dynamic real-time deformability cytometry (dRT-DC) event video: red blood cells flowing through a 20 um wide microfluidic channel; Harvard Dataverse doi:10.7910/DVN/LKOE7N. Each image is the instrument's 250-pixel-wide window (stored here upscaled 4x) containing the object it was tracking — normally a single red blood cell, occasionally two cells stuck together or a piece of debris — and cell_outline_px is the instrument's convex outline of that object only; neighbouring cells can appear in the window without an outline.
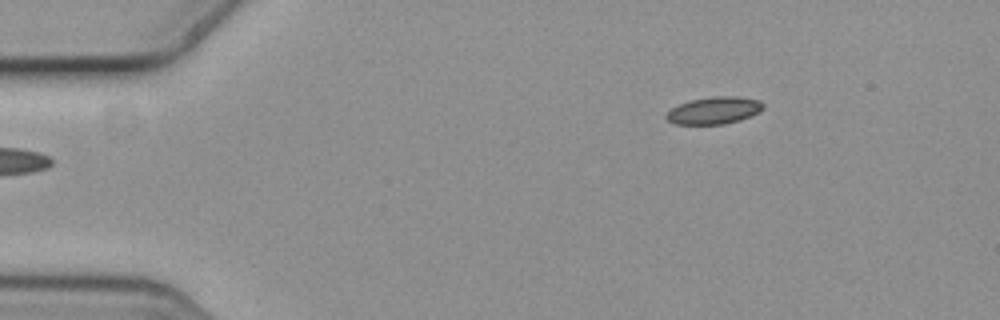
{"species": "common noctule bat (a hibernating species)", "species_latin": "Nyctalus noctula", "temperature_condition": "cold", "stored_images_in_passage": 4, "camera_frame_rate_fps": 3000, "um_per_image_px": 0.085, "animal": {"sex": "female", "body_mass_g": 19.3, "forearm_length_mm": 54.1}, "frame": {"image": 1, "passage_image": 1, "time_ms": 0.0, "image_size_px": [1000, 320], "cell_outline_px": [[764, 108], [760, 112], [752, 116], [740, 120], [724, 124], [676, 124], [668, 120], [664, 116], [672, 108], [688, 100], [712, 96], [736, 96], [760, 100], [764, 104]], "centroid_in_image_um": [60.73, 9.38], "position_along_channel_um": 24.3, "area_um2": 15.49}}
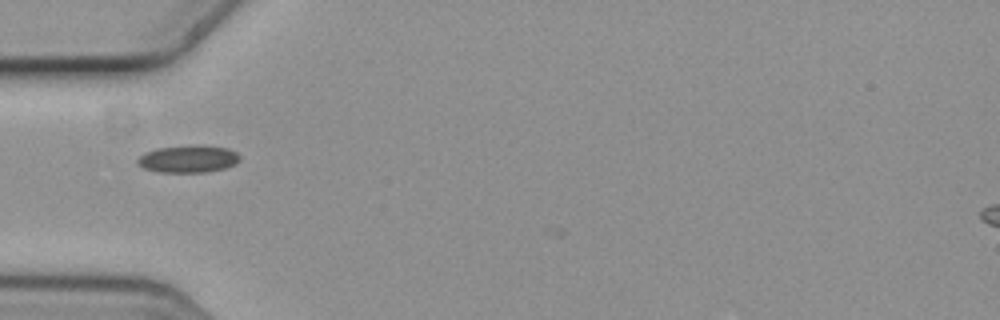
{"frame": {"image": 2, "passage_image": 4, "time_ms": 1.0, "image_size_px": [1000, 320], "cell_outline_px": [[240, 160], [236, 164], [224, 168], [208, 172], [160, 172], [144, 168], [136, 164], [136, 160], [144, 152], [156, 148], [200, 144], [228, 148], [236, 152], [240, 156]], "centroid_in_image_um": [16.0, 13.5], "position_along_channel_um": 69.0, "area_um2": 16.53}}